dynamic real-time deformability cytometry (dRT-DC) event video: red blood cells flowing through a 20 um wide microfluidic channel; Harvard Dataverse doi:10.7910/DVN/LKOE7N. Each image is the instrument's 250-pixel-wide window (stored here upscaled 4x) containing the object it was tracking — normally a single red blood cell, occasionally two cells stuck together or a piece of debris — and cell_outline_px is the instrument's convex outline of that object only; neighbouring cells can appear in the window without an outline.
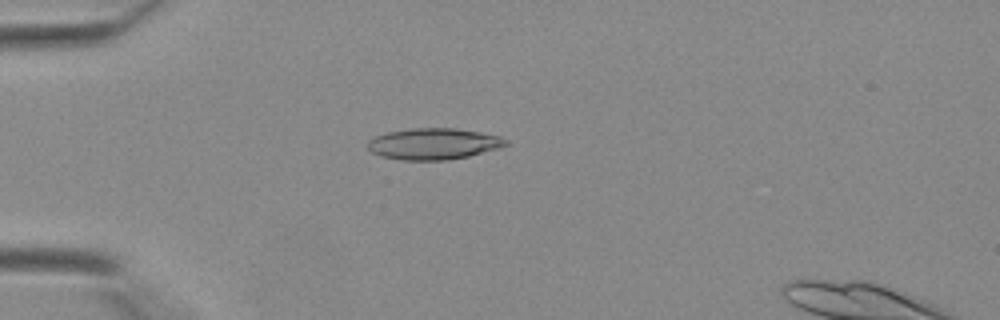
{"species": "Egyptian fruit bat (a non-hibernating species)", "species_latin": "Rousettus aegyptiacus", "temperature_condition": "warm", "stored_images_in_passage": 43, "segment_of_instrument_passage": [1, 2], "camera_frame_rate_fps": 3000, "um_per_image_px": 0.085, "animal": {"sex": "female"}, "frame": {"image": 1, "passage_image": 12, "time_ms": 3.667, "image_size_px": [1000, 320], "cell_outline_px": [[508, 144], [500, 148], [468, 156], [448, 160], [400, 160], [380, 156], [372, 152], [368, 148], [368, 140], [376, 136], [388, 132], [412, 128], [456, 128], [480, 132], [500, 136], [508, 140]], "centroid_in_image_um": [36.87, 12.23], "position_along_channel_um": 48.1, "area_um2": 25.26}}
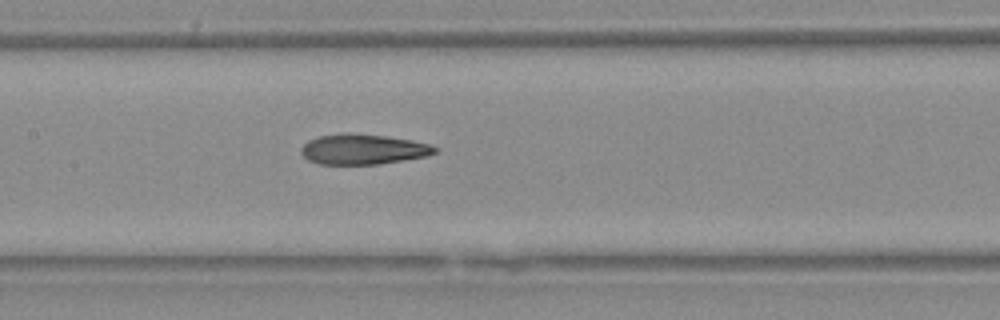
{"frame": {"image": 2, "passage_image": 21, "time_ms": 6.667, "image_size_px": [1000, 320], "cell_outline_px": [[440, 148], [436, 152], [428, 156], [380, 164], [320, 164], [308, 160], [300, 152], [300, 148], [308, 140], [320, 136], [340, 132], [352, 132], [388, 136], [412, 140], [428, 144]], "centroid_in_image_um": [30.86, 12.67], "position_along_channel_um": 176.5, "area_um2": 23.93}}
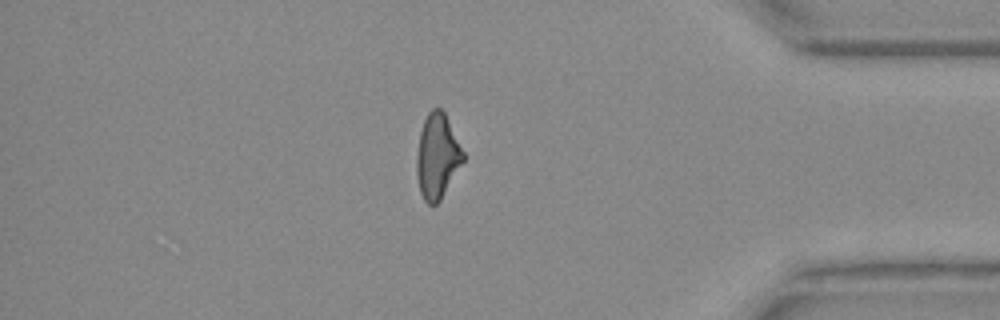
{"frame": {"image": 3, "passage_image": 36, "time_ms": 11.667, "image_size_px": [1000, 320], "cell_outline_px": [[464, 160], [440, 200], [436, 204], [428, 204], [424, 200], [420, 192], [416, 172], [416, 156], [420, 132], [424, 120], [428, 112], [432, 108], [440, 108], [444, 112], [464, 152]], "centroid_in_image_um": [37.15, 13.28], "position_along_channel_um": 398.0, "area_um2": 22.77}}